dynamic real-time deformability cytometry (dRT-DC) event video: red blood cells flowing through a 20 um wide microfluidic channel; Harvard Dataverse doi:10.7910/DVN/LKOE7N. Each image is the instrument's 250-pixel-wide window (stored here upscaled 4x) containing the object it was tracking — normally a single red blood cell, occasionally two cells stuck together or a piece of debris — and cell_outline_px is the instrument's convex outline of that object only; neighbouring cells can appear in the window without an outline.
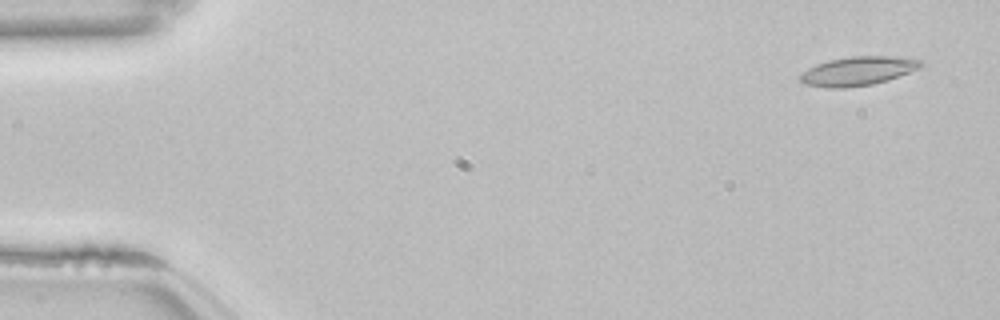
{"species": "common noctule bat (a hibernating species)", "species_latin": "Nyctalus noctula", "temperature_condition": "room temperature", "stored_images_in_passage": 54, "camera_frame_rate_fps": 3000, "um_per_image_px": 0.085, "animal": {"sex": "female", "body_mass_g": 22.7, "forearm_length_mm": 54.2}, "frame": {"image": 1, "passage_image": 3, "time_ms": 0.667, "image_size_px": [1000, 320], "cell_outline_px": [[924, 64], [920, 68], [888, 80], [872, 84], [844, 88], [828, 88], [804, 84], [800, 80], [800, 76], [808, 68], [816, 64], [828, 60], [852, 56], [892, 56], [920, 60]], "centroid_in_image_um": [72.92, 6.04], "position_along_channel_um": 12.1, "area_um2": 20.23}}
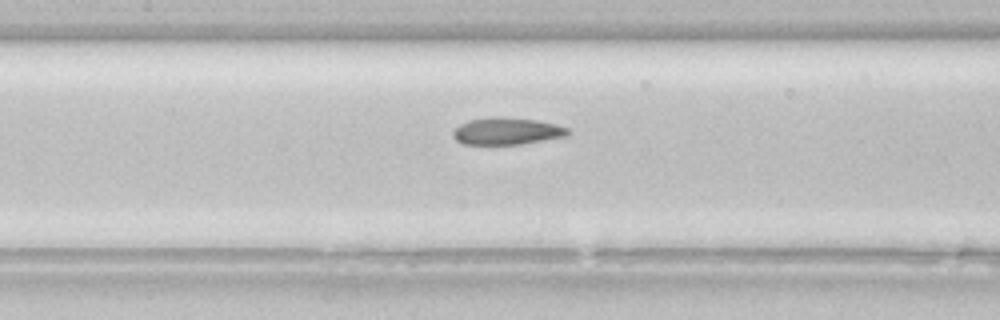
{"frame": {"image": 2, "passage_image": 25, "time_ms": 8.0, "image_size_px": [1000, 320], "cell_outline_px": [[568, 136], [520, 144], [464, 144], [456, 140], [452, 136], [452, 132], [460, 124], [468, 120], [492, 116], [500, 116], [536, 120], [556, 124], [568, 128]], "centroid_in_image_um": [43.06, 11.14], "position_along_channel_um": 164.3, "area_um2": 18.15}}
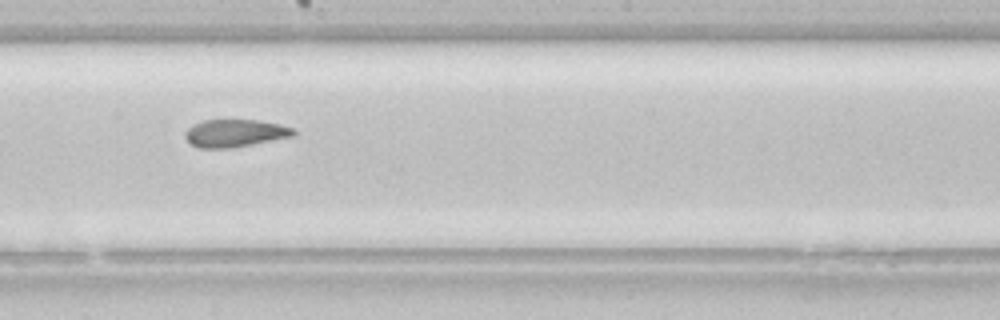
{"frame": {"image": 3, "passage_image": 30, "time_ms": 9.667, "image_size_px": [1000, 320], "cell_outline_px": [[296, 136], [228, 148], [200, 148], [192, 144], [184, 136], [184, 132], [192, 124], [204, 120], [260, 120], [280, 124], [296, 128]], "centroid_in_image_um": [20.01, 11.3], "position_along_channel_um": 228.2, "area_um2": 17.51}, "authors_computed_cell_mechanics": {"area_um2": 19.2763, "velocity_mm_per_s": 3.835, "shape_relaxation_time_tau1_ms": null, "shape_relaxation_time_tau2_ms": 3.2917, "deformation_change_tau1": null, "deformation_change_tau2": 0.0991}}